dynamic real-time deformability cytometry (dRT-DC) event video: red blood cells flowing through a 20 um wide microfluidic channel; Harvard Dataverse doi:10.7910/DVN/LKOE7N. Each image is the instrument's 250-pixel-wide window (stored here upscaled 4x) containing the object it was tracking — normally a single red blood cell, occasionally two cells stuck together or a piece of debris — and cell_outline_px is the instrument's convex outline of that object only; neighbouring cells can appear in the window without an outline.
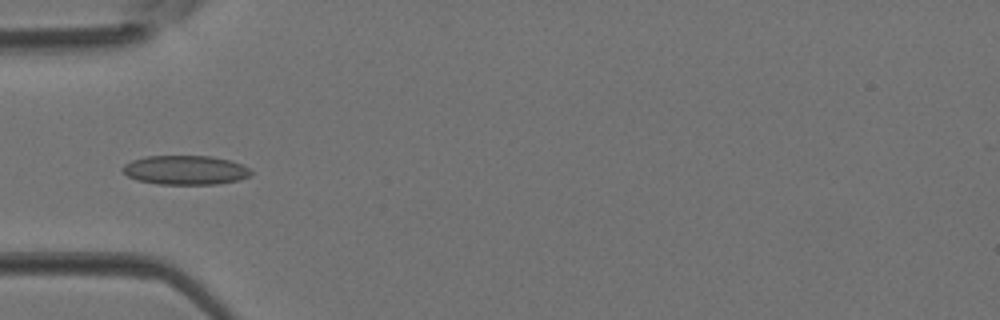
{"species": "Egyptian fruit bat (a non-hibernating species)", "species_latin": "Rousettus aegyptiacus", "temperature_condition": "room temperature", "stored_images_in_passage": 4, "camera_frame_rate_fps": 3000, "um_per_image_px": 0.085, "animal": {"sex": "female"}, "frame": {"image": 1, "passage_image": 4, "time_ms": 1.0, "image_size_px": [1000, 320], "cell_outline_px": [[252, 172], [248, 176], [240, 180], [216, 184], [156, 184], [136, 180], [128, 176], [120, 168], [124, 164], [132, 160], [144, 156], [212, 156], [228, 160], [240, 164], [248, 168]], "centroid_in_image_um": [15.71, 14.46], "position_along_channel_um": 69.3, "area_um2": 21.85}}